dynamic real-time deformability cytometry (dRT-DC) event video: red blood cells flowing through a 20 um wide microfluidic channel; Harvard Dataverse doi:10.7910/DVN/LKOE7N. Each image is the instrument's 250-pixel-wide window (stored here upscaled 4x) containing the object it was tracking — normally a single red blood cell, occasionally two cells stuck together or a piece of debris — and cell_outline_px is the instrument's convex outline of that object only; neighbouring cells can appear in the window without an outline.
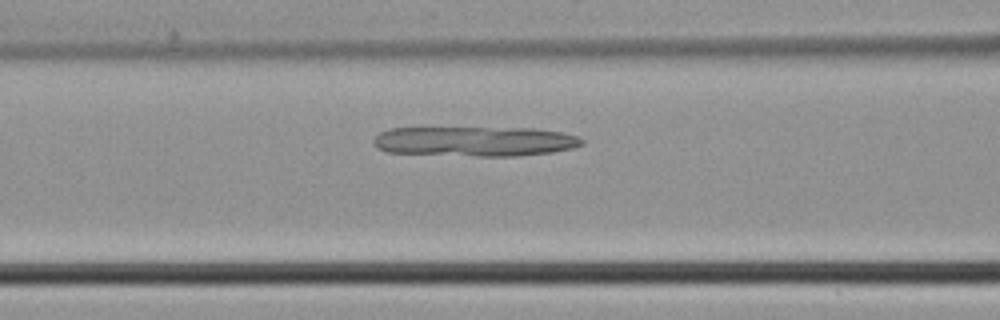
{"species": "common noctule bat (a hibernating species)", "species_latin": "Nyctalus noctula", "temperature_condition": "cold", "stored_images_in_passage": 40, "camera_frame_rate_fps": 3000, "um_per_image_px": 0.085, "animal": {"sex": "male", "body_mass_g": 21.5, "forearm_length_mm": 52.0}, "frame": {"image": 1, "passage_image": 14, "time_ms": 4.333, "image_size_px": [1000, 320], "cell_outline_px": [[584, 144], [572, 148], [552, 152], [516, 156], [476, 156], [384, 152], [376, 148], [372, 144], [372, 140], [380, 132], [392, 128], [536, 128], [560, 132], [576, 136], [584, 140]], "centroid_in_image_um": [40.33, 12.02], "position_along_channel_um": 126.3, "area_um2": 36.41}}
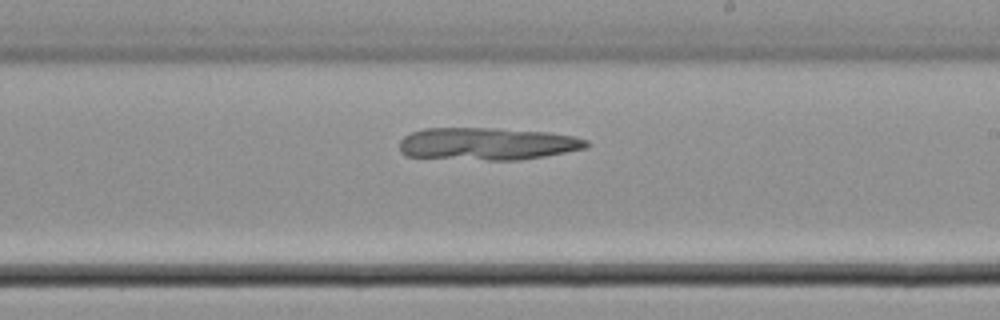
{"frame": {"image": 2, "passage_image": 22, "time_ms": 7.0, "image_size_px": [1000, 320], "cell_outline_px": [[588, 148], [544, 156], [520, 160], [488, 160], [408, 156], [400, 152], [400, 140], [404, 136], [412, 132], [424, 128], [496, 128], [548, 132], [572, 136], [588, 140]], "centroid_in_image_um": [41.43, 12.22], "position_along_channel_um": 247.6, "area_um2": 35.32}}
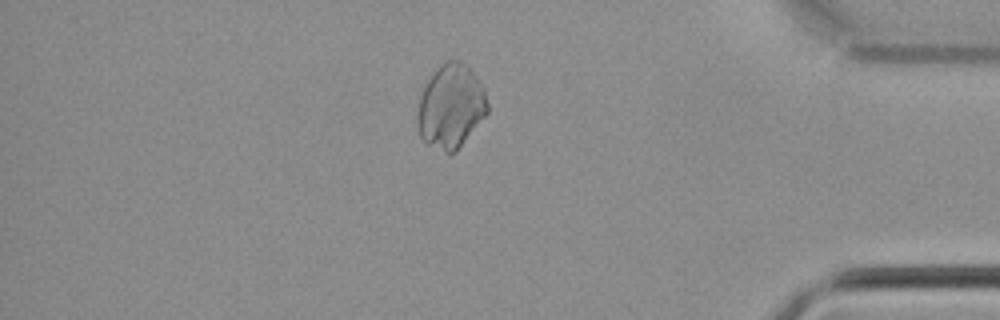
{"frame": {"image": 3, "passage_image": 34, "time_ms": 11.0, "image_size_px": [1000, 320], "cell_outline_px": [[488, 112], [456, 152], [444, 152], [428, 144], [420, 136], [416, 124], [416, 120], [420, 96], [428, 80], [436, 68], [440, 64], [448, 60], [460, 60], [476, 76], [484, 88], [488, 104]], "centroid_in_image_um": [38.31, 9.05], "position_along_channel_um": 396.9, "area_um2": 34.1}}